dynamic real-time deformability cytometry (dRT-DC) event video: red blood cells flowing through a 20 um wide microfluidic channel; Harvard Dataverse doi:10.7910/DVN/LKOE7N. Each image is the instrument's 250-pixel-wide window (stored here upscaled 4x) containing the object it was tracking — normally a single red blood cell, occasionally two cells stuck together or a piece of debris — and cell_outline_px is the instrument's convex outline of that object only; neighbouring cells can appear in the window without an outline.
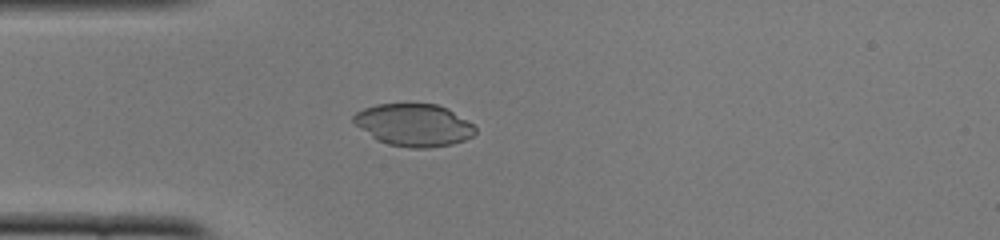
{"species": "common noctule bat (a hibernating species)", "species_latin": "Nyctalus noctula", "temperature_condition": "cold", "stored_images_in_passage": 44, "camera_frame_rate_fps": 3000, "um_per_image_px": 0.085, "animal": {"sex": "female", "body_mass_g": 22.0, "forearm_length_mm": 56.7}, "frame": {"image": 1, "passage_image": 13, "time_ms": 4.0, "image_size_px": [1000, 240], "cell_outline_px": [[476, 132], [472, 136], [464, 140], [452, 144], [428, 148], [408, 148], [388, 144], [376, 140], [360, 128], [352, 120], [352, 116], [356, 112], [364, 108], [376, 104], [436, 104], [448, 108], [472, 124], [476, 128]], "centroid_in_image_um": [35.16, 10.63], "position_along_channel_um": 49.8, "area_um2": 30.06}}
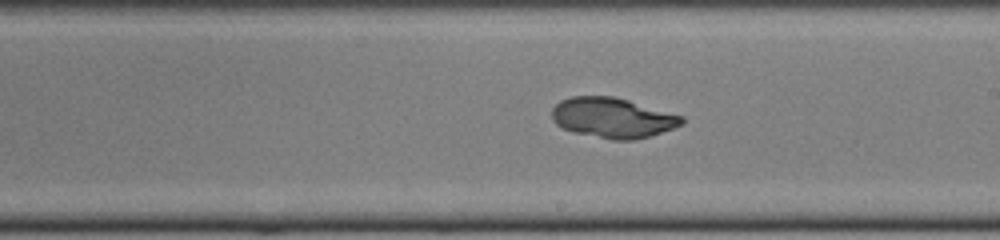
{"frame": {"image": 2, "passage_image": 28, "time_ms": 9.0, "image_size_px": [1000, 240], "cell_outline_px": [[684, 124], [652, 136], [636, 140], [612, 140], [572, 132], [556, 124], [552, 120], [552, 108], [560, 100], [572, 96], [612, 96], [628, 100], [684, 116]], "centroid_in_image_um": [52.09, 10.02], "position_along_channel_um": 236.9, "area_um2": 30.63}}
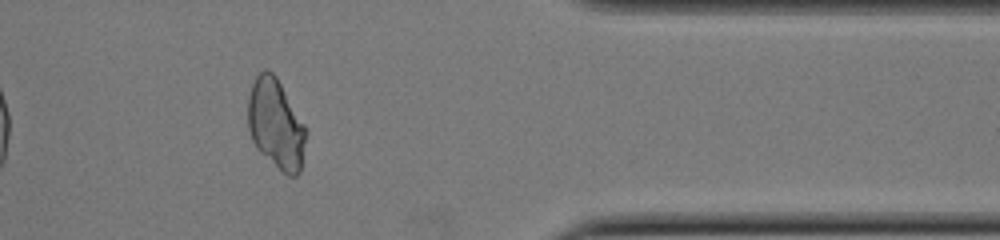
{"frame": {"image": 3, "passage_image": 41, "time_ms": 13.333, "image_size_px": [1000, 240], "cell_outline_px": [[304, 140], [300, 172], [296, 176], [288, 176], [260, 152], [256, 148], [252, 140], [248, 128], [248, 96], [252, 84], [256, 76], [264, 68], [268, 68], [276, 76], [304, 124]], "centroid_in_image_um": [23.41, 10.51], "position_along_channel_um": 388.0, "area_um2": 29.82}}